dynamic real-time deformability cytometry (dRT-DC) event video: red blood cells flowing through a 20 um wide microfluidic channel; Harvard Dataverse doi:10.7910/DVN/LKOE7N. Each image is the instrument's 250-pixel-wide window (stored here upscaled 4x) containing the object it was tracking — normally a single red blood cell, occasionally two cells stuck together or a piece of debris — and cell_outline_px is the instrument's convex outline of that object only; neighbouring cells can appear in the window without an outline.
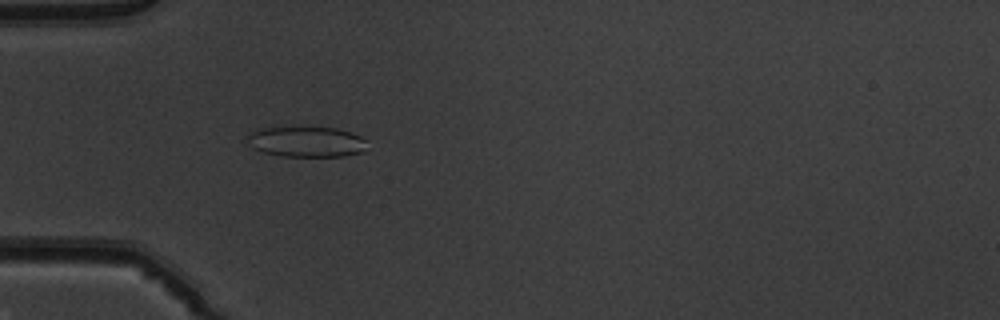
{"species": "common noctule bat (a hibernating species)", "species_latin": "Nyctalus noctula", "temperature_condition": "warm", "stored_images_in_passage": 46, "camera_frame_rate_fps": 3000, "um_per_image_px": 0.085, "animal": {"sex": "male", "body_mass_g": 19.5, "forearm_length_mm": 54.6}, "frame": {"image": 1, "passage_image": 11, "time_ms": 3.333, "image_size_px": [1000, 320], "cell_outline_px": [[364, 152], [344, 156], [284, 156], [264, 152], [252, 148], [248, 144], [248, 136], [252, 132], [264, 128], [292, 124], [336, 128], [360, 136], [364, 140]], "centroid_in_image_um": [26.0, 12.0], "position_along_channel_um": 59.0, "area_um2": 21.79}}
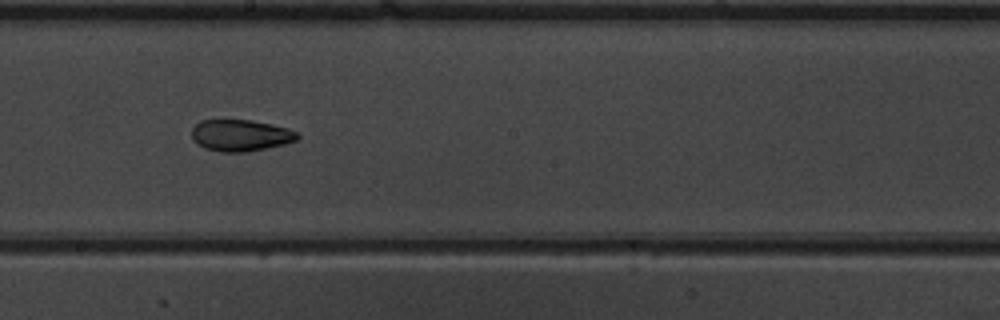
{"frame": {"image": 2, "passage_image": 24, "time_ms": 7.667, "image_size_px": [1000, 320], "cell_outline_px": [[300, 136], [296, 140], [284, 144], [248, 152], [220, 152], [204, 148], [196, 144], [192, 140], [192, 128], [200, 120], [252, 120], [272, 124], [288, 128], [296, 132]], "centroid_in_image_um": [20.42, 11.51], "position_along_channel_um": 227.8, "area_um2": 19.59}}
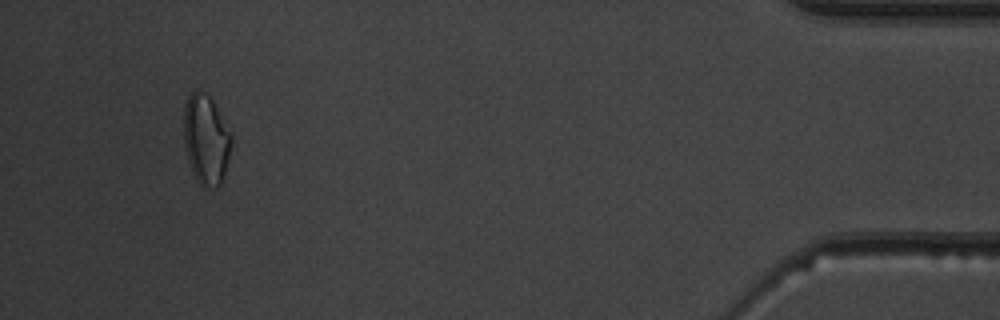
{"frame": {"image": 3, "passage_image": 43, "time_ms": 14.0, "image_size_px": [1000, 320], "cell_outline_px": [[232, 144], [224, 172], [220, 184], [216, 188], [204, 188], [196, 180], [192, 172], [184, 148], [184, 104], [188, 96], [196, 88], [200, 88], [212, 100], [232, 132]], "centroid_in_image_um": [17.5, 11.84], "position_along_channel_um": 417.7, "area_um2": 25.26}, "authors_computed_cell_mechanics": {"area_um2": 20.7502, "velocity_mm_per_s": 4.0258, "shape_relaxation_time_tau1_ms": 4.8212, "shape_relaxation_time_tau2_ms": 3.2511, "deformation_change_tau1": 0.1291, "deformation_change_tau2": 0.0772}}